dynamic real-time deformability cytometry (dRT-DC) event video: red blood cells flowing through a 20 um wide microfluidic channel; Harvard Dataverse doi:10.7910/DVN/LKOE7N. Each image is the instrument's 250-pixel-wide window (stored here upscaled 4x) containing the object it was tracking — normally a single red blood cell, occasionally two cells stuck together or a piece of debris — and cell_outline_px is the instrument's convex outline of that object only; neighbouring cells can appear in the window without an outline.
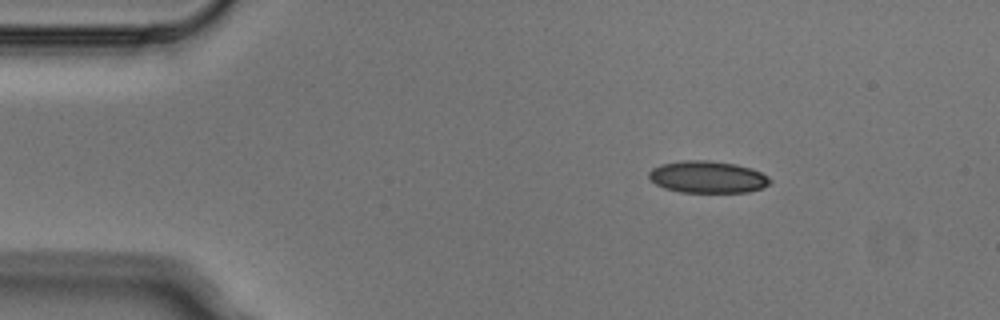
{"species": "Egyptian fruit bat (a non-hibernating species)", "species_latin": "Rousettus aegyptiacus", "temperature_condition": "cold", "stored_images_in_passage": 3, "camera_frame_rate_fps": 3000, "um_per_image_px": 0.085, "animal": {"sex": "male"}, "frame": {"image": 1, "passage_image": 1, "time_ms": 0.0, "image_size_px": [1000, 320], "cell_outline_px": [[772, 180], [768, 184], [760, 188], [748, 192], [680, 192], [664, 188], [656, 184], [648, 176], [648, 172], [652, 168], [660, 164], [684, 160], [708, 160], [736, 164], [752, 168], [768, 176]], "centroid_in_image_um": [60.13, 15.04], "position_along_channel_um": 24.9, "area_um2": 22.6}}
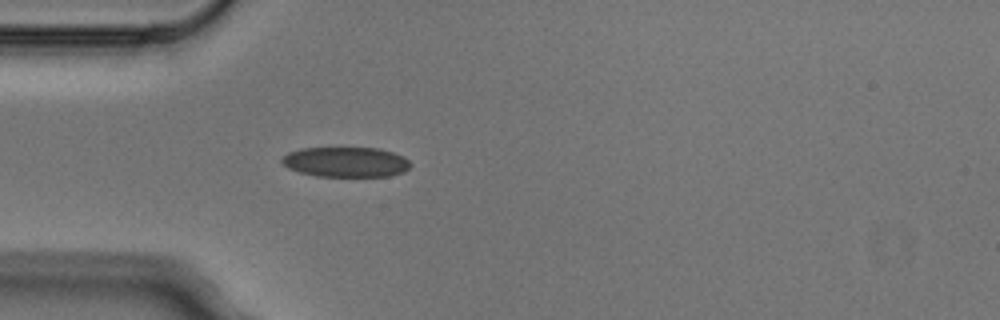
{"frame": {"image": 2, "passage_image": 3, "time_ms": 0.667, "image_size_px": [1000, 320], "cell_outline_px": [[412, 164], [404, 172], [388, 176], [316, 176], [300, 172], [288, 168], [280, 160], [288, 152], [300, 148], [380, 148], [404, 156]], "centroid_in_image_um": [29.41, 13.76], "position_along_channel_um": 55.6, "area_um2": 22.54}}